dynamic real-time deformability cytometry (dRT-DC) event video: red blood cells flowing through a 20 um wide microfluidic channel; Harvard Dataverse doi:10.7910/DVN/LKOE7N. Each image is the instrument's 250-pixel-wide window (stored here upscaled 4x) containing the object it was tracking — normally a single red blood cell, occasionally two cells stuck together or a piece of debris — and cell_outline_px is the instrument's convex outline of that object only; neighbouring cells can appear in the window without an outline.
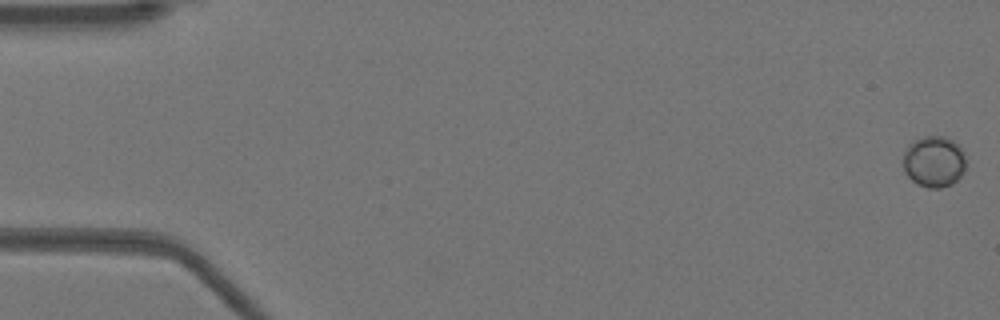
{"species": "Egyptian fruit bat (a non-hibernating species)", "species_latin": "Rousettus aegyptiacus", "temperature_condition": "warm", "stored_images_in_passage": 52, "camera_frame_rate_fps": 3000, "um_per_image_px": 0.085, "animal": {"sex": "female"}, "frame": {"image": 1, "passage_image": 1, "time_ms": 0.0, "image_size_px": [1000, 320], "cell_outline_px": [[964, 172], [952, 184], [940, 188], [928, 188], [916, 184], [904, 172], [904, 152], [908, 144], [912, 140], [924, 136], [944, 136], [952, 140], [964, 152]], "centroid_in_image_um": [79.36, 13.73], "position_along_channel_um": 5.6, "area_um2": 18.79}}
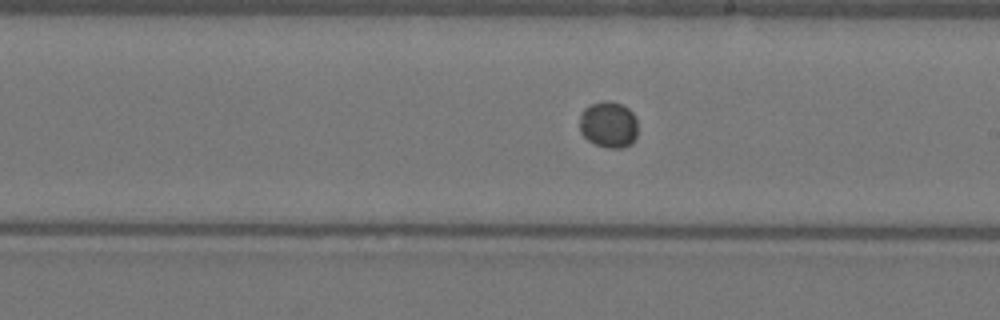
{"frame": {"image": 2, "passage_image": 30, "time_ms": 9.667, "image_size_px": [1000, 320], "cell_outline_px": [[636, 140], [632, 144], [624, 148], [608, 148], [596, 144], [588, 140], [580, 132], [580, 116], [584, 108], [592, 104], [604, 100], [608, 100], [620, 104], [628, 108], [632, 112], [636, 120]], "centroid_in_image_um": [51.73, 10.6], "position_along_channel_um": 237.3, "area_um2": 15.78}}
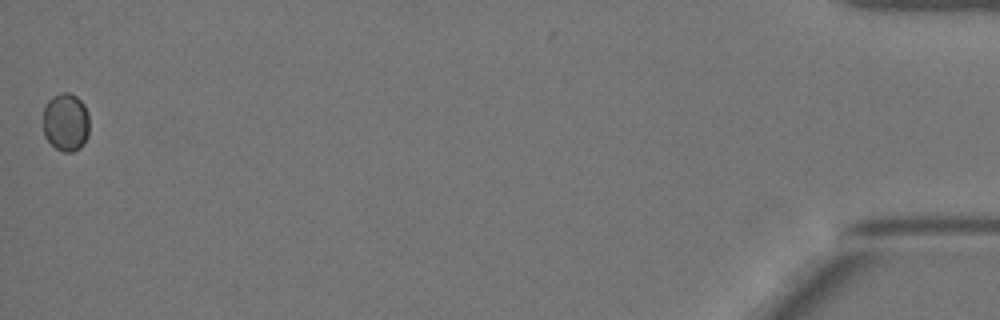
{"frame": {"image": 3, "passage_image": 52, "time_ms": 17.0, "image_size_px": [1000, 320], "cell_outline_px": [[88, 136], [84, 144], [80, 148], [72, 152], [64, 152], [56, 148], [44, 136], [44, 104], [52, 96], [60, 92], [68, 92], [76, 96], [84, 104], [88, 112]], "centroid_in_image_um": [5.6, 10.37], "position_along_channel_um": 429.6, "area_um2": 15.84}}